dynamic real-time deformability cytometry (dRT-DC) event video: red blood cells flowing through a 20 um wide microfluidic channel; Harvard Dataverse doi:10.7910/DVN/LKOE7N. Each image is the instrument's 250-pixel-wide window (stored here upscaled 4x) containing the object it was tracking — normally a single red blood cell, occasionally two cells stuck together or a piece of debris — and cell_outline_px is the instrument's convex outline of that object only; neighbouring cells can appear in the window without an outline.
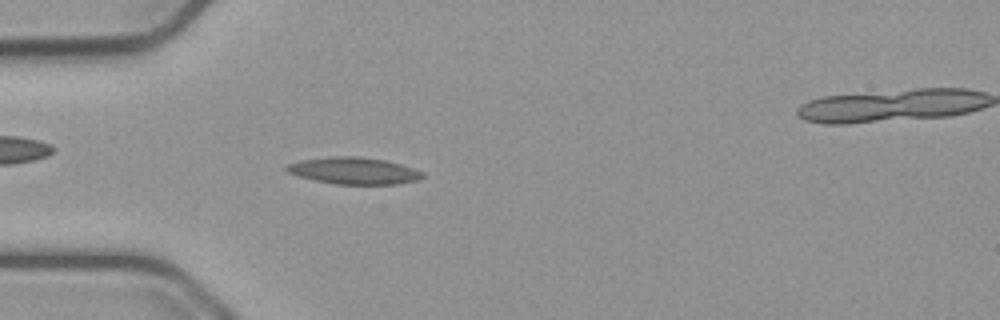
{"species": "common noctule bat (a hibernating species)", "species_latin": "Nyctalus noctula", "temperature_condition": "cold", "stored_images_in_passage": 54, "camera_frame_rate_fps": 3000, "um_per_image_px": 0.085, "animal": {"sex": "male", "body_mass_g": 23.1, "forearm_length_mm": 52.7}, "frame": {"image": 1, "passage_image": 15, "time_ms": 4.667, "image_size_px": [1000, 320], "cell_outline_px": [[424, 176], [416, 180], [396, 184], [336, 184], [316, 180], [300, 176], [288, 172], [284, 168], [288, 164], [300, 160], [332, 156], [360, 156], [384, 160], [400, 164], [424, 172]], "centroid_in_image_um": [30.07, 14.5], "position_along_channel_um": 54.9, "area_um2": 21.04}}
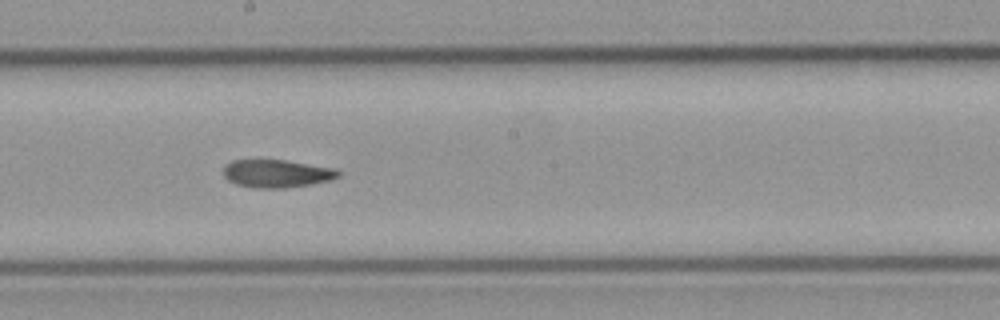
{"frame": {"image": 2, "passage_image": 29, "time_ms": 9.333, "image_size_px": [1000, 320], "cell_outline_px": [[340, 176], [328, 180], [312, 184], [284, 188], [252, 188], [236, 184], [228, 180], [224, 176], [224, 164], [232, 160], [284, 160], [336, 168], [340, 172]], "centroid_in_image_um": [23.5, 14.75], "position_along_channel_um": 224.7, "area_um2": 18.73}}
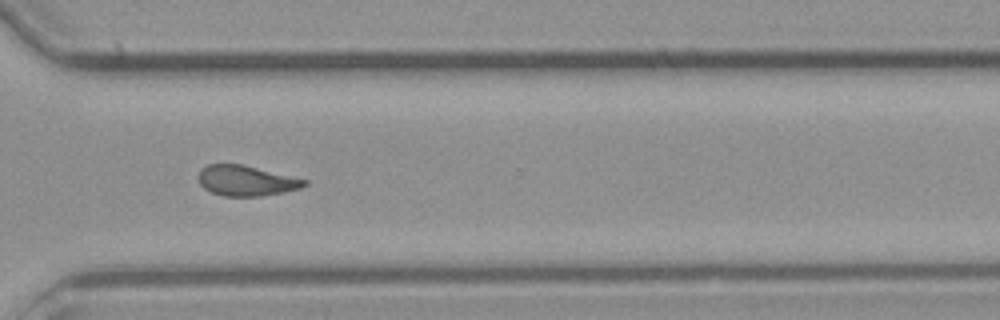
{"frame": {"image": 3, "passage_image": 39, "time_ms": 12.667, "image_size_px": [1000, 320], "cell_outline_px": [[308, 184], [300, 188], [284, 192], [260, 196], [224, 196], [212, 192], [204, 188], [200, 184], [196, 176], [200, 168], [208, 164], [240, 164], [308, 180]], "centroid_in_image_um": [20.88, 15.36], "position_along_channel_um": 349.7, "area_um2": 18.73}, "authors_computed_cell_mechanics": {"area_um2": 19.3052, "velocity_mm_per_s": 3.7652, "shape_relaxation_time_tau1_ms": null, "shape_relaxation_time_tau2_ms": 6.6633, "deformation_change_tau1": null, "deformation_change_tau2": 0.158}}